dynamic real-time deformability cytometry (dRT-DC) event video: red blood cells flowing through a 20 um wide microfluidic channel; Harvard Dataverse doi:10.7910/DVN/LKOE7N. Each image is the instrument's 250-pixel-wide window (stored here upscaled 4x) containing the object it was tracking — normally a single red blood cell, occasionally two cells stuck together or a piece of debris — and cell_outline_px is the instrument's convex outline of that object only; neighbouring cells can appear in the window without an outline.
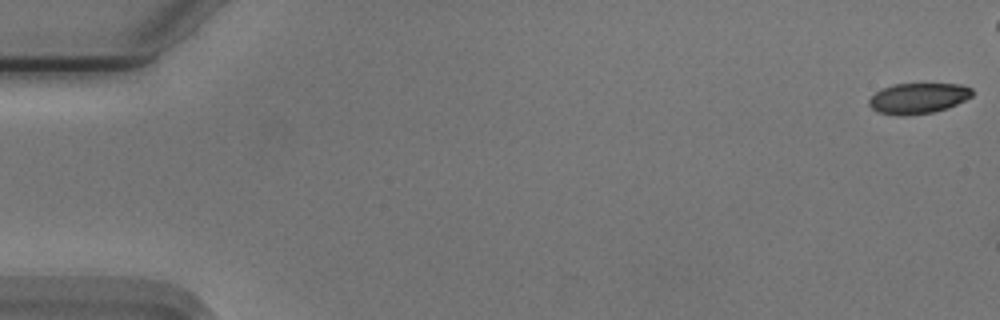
{"species": "Egyptian fruit bat (a non-hibernating species)", "species_latin": "Rousettus aegyptiacus", "temperature_condition": "cold", "stored_images_in_passage": 49, "camera_frame_rate_fps": 3000, "um_per_image_px": 0.085, "animal": {"sex": "male"}, "frame": {"image": 1, "passage_image": 1, "time_ms": 0.0, "image_size_px": [1000, 320], "cell_outline_px": [[972, 96], [948, 108], [932, 112], [904, 116], [900, 116], [876, 112], [868, 104], [868, 100], [876, 92], [892, 84], [960, 84], [972, 88]], "centroid_in_image_um": [78.02, 8.36], "position_along_channel_um": 7.0, "area_um2": 18.38}}
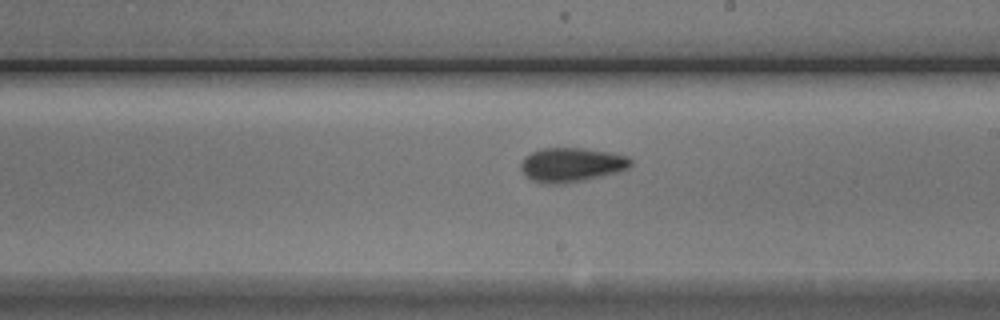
{"frame": {"image": 2, "passage_image": 32, "time_ms": 10.333, "image_size_px": [1000, 320], "cell_outline_px": [[632, 164], [628, 168], [616, 172], [584, 180], [556, 184], [552, 184], [532, 180], [520, 168], [520, 164], [524, 156], [532, 152], [544, 148], [584, 148], [612, 152], [628, 156], [632, 160]], "centroid_in_image_um": [48.6, 13.98], "position_along_channel_um": 240.4, "area_um2": 21.73}}
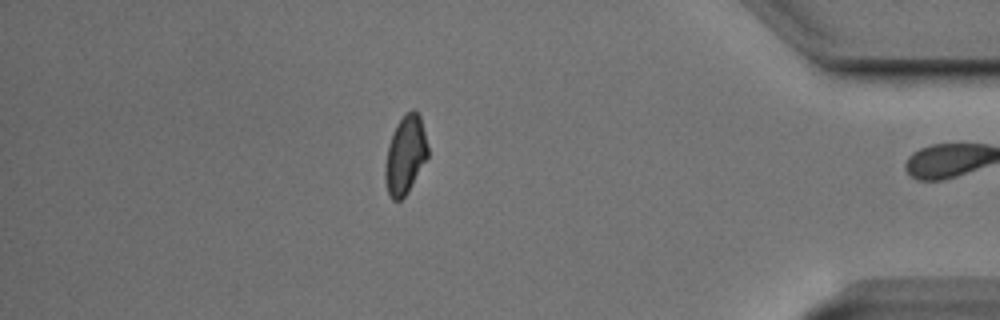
{"frame": {"image": 3, "passage_image": 48, "time_ms": 15.667, "image_size_px": [1000, 320], "cell_outline_px": [[428, 156], [408, 192], [400, 200], [392, 200], [388, 192], [384, 176], [384, 172], [388, 144], [396, 124], [404, 112], [412, 108], [416, 108], [420, 116], [428, 148]], "centroid_in_image_um": [34.44, 13.12], "position_along_channel_um": 400.8, "area_um2": 19.54}, "authors_computed_cell_mechanics": {"area_um2": 20.2878, "velocity_mm_per_s": 3.7398, "shape_relaxation_time_tau1_ms": 4.5119, "shape_relaxation_time_tau2_ms": 2.3775, "deformation_change_tau1": 0.1326, "deformation_change_tau2": 0.0805}}